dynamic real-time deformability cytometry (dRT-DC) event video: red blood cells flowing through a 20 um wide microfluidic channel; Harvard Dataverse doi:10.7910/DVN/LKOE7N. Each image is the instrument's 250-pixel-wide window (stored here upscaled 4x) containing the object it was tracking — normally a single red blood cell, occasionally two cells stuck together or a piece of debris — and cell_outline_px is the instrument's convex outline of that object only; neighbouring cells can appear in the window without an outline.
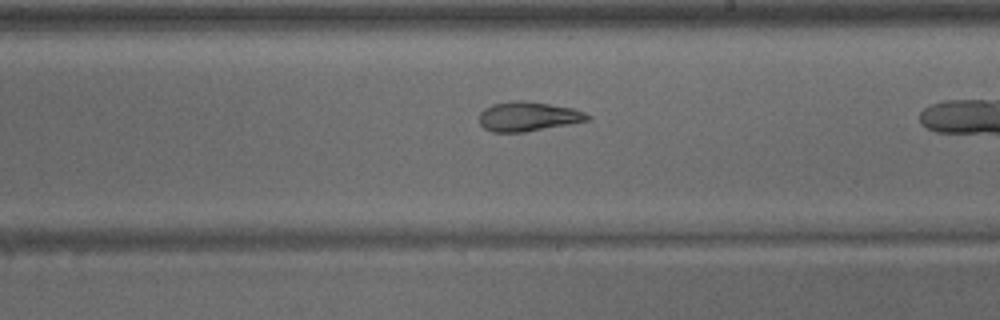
{"species": "common noctule bat (a hibernating species)", "species_latin": "Nyctalus noctula", "temperature_condition": "warm", "stored_images_in_passage": 23, "camera_frame_rate_fps": 3000, "um_per_image_px": 0.085, "animal": {"sex": "male", "body_mass_g": 15.6}, "frame": {"image": 1, "passage_image": 14, "time_ms": 4.333, "image_size_px": [1000, 320], "cell_outline_px": [[592, 120], [524, 132], [492, 132], [484, 128], [480, 124], [480, 112], [484, 108], [492, 104], [512, 100], [524, 100], [572, 108], [584, 112], [592, 116]], "centroid_in_image_um": [44.89, 9.9], "position_along_channel_um": 244.1, "area_um2": 18.67}}